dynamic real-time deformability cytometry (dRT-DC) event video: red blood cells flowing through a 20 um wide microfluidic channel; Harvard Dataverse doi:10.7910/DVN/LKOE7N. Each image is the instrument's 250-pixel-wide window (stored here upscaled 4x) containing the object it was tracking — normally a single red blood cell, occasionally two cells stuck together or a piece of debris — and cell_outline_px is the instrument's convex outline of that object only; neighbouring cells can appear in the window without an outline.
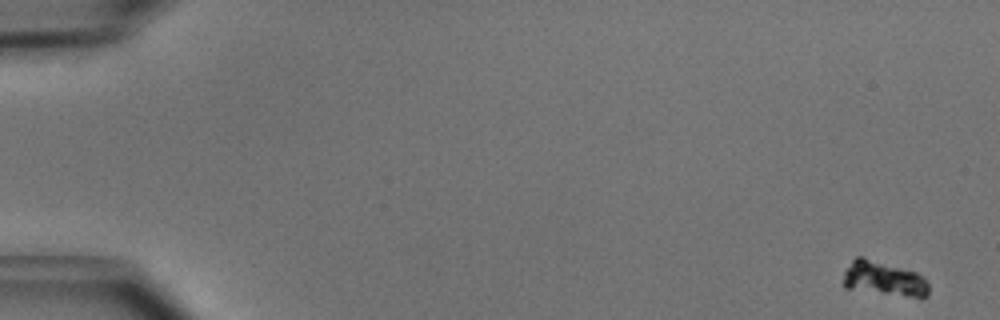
{"species": "common noctule bat (a hibernating species)", "species_latin": "Nyctalus noctula", "temperature_condition": "cold", "stored_images_in_passage": 15, "camera_frame_rate_fps": 3000, "um_per_image_px": 0.085, "animal": {"sex": "male", "body_mass_g": 15.6}, "frame": {"image": 1, "passage_image": 1, "time_ms": 0.0, "image_size_px": [1000, 320], "cell_outline_px": [[928, 296], [920, 300], [844, 288], [840, 284], [844, 272], [852, 260], [856, 256], [864, 256], [916, 272], [924, 276], [928, 284]], "centroid_in_image_um": [75.14, 23.72], "position_along_channel_um": 9.9, "area_um2": 18.15}}
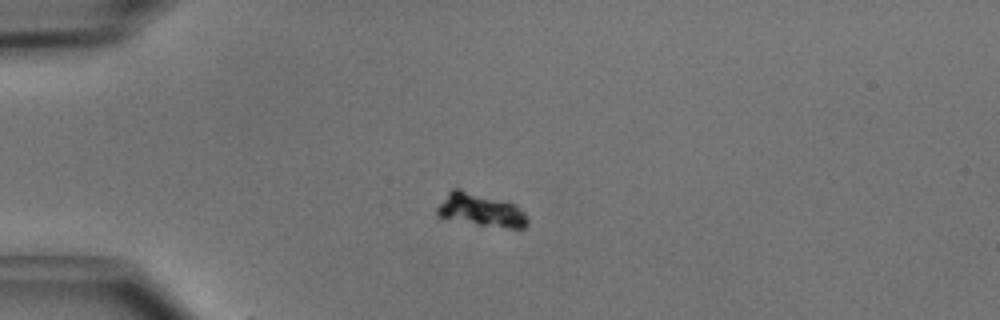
{"frame": {"image": 2, "passage_image": 13, "time_ms": 4.0, "image_size_px": [1000, 320], "cell_outline_px": [[528, 224], [524, 228], [508, 228], [444, 220], [436, 216], [436, 208], [448, 192], [452, 188], [460, 188], [516, 204], [528, 216]], "centroid_in_image_um": [40.83, 17.86], "position_along_channel_um": 44.2, "area_um2": 17.86}}